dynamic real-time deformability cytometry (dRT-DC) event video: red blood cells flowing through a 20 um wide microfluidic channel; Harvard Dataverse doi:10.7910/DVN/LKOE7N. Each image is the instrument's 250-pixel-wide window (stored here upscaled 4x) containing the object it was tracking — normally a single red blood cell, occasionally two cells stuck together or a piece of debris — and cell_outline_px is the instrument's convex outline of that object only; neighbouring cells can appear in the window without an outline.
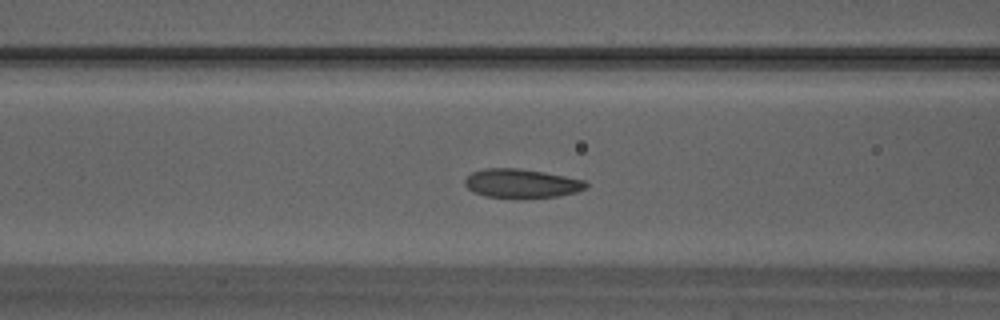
{"species": "Egyptian fruit bat (a non-hibernating species)", "species_latin": "Rousettus aegyptiacus", "temperature_condition": "warm", "stored_images_in_passage": 49, "camera_frame_rate_fps": 3000, "um_per_image_px": 0.085, "animal": {"sex": "male"}, "frame": {"image": 1, "passage_image": 20, "time_ms": 6.333, "image_size_px": [1000, 320], "cell_outline_px": [[588, 184], [584, 188], [576, 192], [556, 196], [516, 200], [484, 196], [472, 192], [464, 184], [464, 180], [472, 172], [484, 168], [520, 168], [544, 172], [584, 180]], "centroid_in_image_um": [44.27, 15.61], "position_along_channel_um": 122.3, "area_um2": 20.87}}
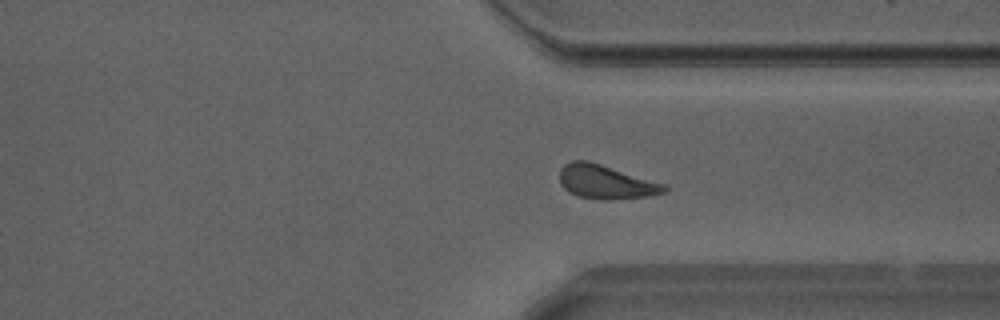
{"frame": {"image": 2, "passage_image": 37, "time_ms": 12.0, "image_size_px": [1000, 320], "cell_outline_px": [[668, 188], [664, 192], [652, 196], [608, 200], [600, 200], [576, 196], [568, 192], [560, 184], [560, 168], [564, 164], [572, 160], [588, 160], [664, 184]], "centroid_in_image_um": [51.45, 15.47], "position_along_channel_um": 359.9, "area_um2": 20.75}}
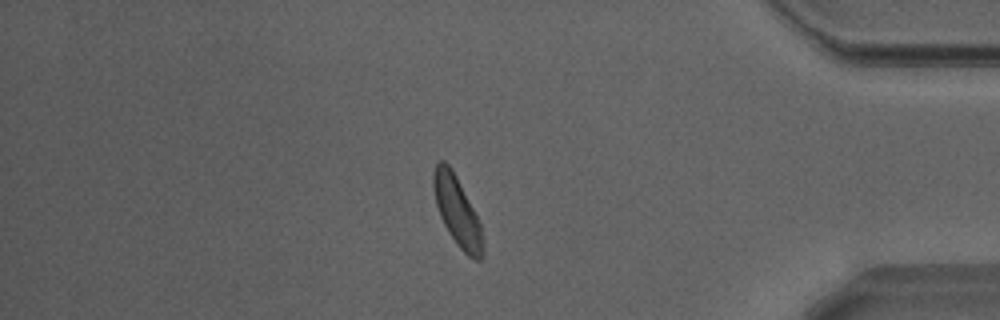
{"frame": {"image": 3, "passage_image": 42, "time_ms": 13.667, "image_size_px": [1000, 320], "cell_outline_px": [[484, 256], [480, 260], [476, 260], [468, 256], [456, 244], [448, 232], [440, 216], [436, 204], [432, 184], [432, 176], [436, 164], [440, 160], [444, 160], [452, 168], [480, 224], [484, 248]], "centroid_in_image_um": [38.84, 17.97], "position_along_channel_um": 396.4, "area_um2": 19.77}, "authors_computed_cell_mechanics": {"area_um2": 20.23, "velocity_mm_per_s": 4.195, "shape_relaxation_time_tau1_ms": 2.7653, "shape_relaxation_time_tau2_ms": 1.5175, "deformation_change_tau1": 0.0974, "deformation_change_tau2": 0.0721}}